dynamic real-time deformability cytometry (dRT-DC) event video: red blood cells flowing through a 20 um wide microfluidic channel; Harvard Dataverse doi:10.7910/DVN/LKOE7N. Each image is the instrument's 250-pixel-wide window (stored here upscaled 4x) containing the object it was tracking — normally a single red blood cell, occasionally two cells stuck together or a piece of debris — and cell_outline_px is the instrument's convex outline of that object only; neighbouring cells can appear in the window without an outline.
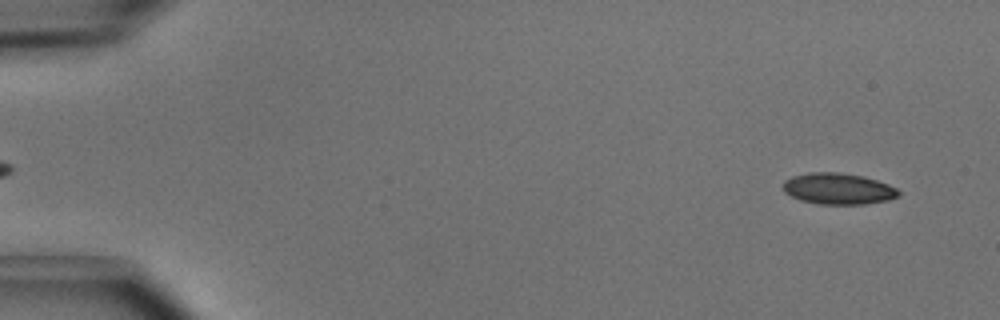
{"species": "common noctule bat (a hibernating species)", "species_latin": "Nyctalus noctula", "temperature_condition": "cold", "stored_images_in_passage": 50, "camera_frame_rate_fps": 3000, "um_per_image_px": 0.085, "animal": {"sex": "male", "body_mass_g": 15.6}, "frame": {"image": 1, "passage_image": 3, "time_ms": 0.667, "image_size_px": [1000, 320], "cell_outline_px": [[900, 196], [888, 200], [864, 204], [820, 204], [800, 200], [784, 192], [784, 180], [792, 176], [808, 172], [840, 172], [864, 176], [888, 184], [896, 188], [900, 192]], "centroid_in_image_um": [71.25, 16.03], "position_along_channel_um": 13.7, "area_um2": 21.1}}
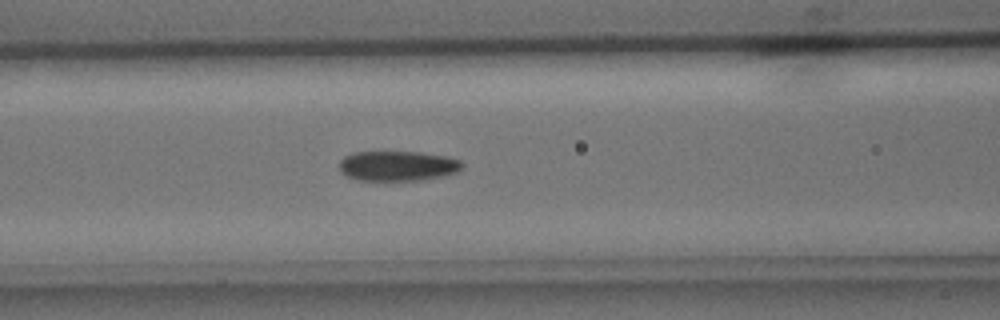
{"frame": {"image": 2, "passage_image": 21, "time_ms": 6.667, "image_size_px": [1000, 320], "cell_outline_px": [[464, 164], [456, 172], [424, 180], [360, 180], [344, 176], [340, 172], [340, 160], [344, 156], [352, 152], [420, 152], [444, 156], [460, 160]], "centroid_in_image_um": [33.75, 14.1], "position_along_channel_um": 132.8, "area_um2": 21.44}}
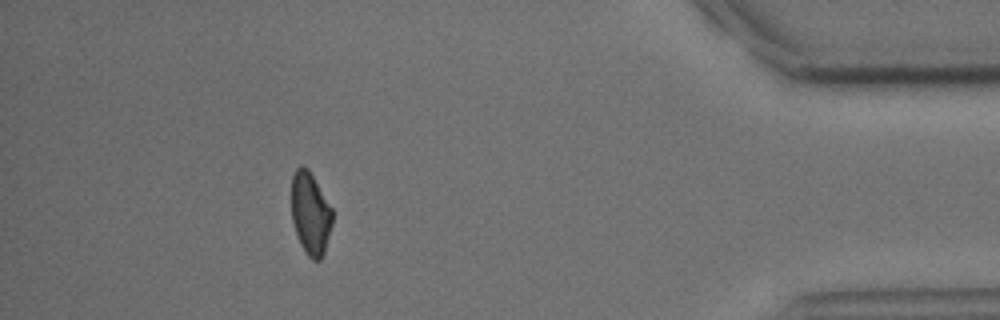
{"frame": {"image": 3, "passage_image": 45, "time_ms": 14.667, "image_size_px": [1000, 320], "cell_outline_px": [[332, 224], [324, 252], [320, 260], [312, 260], [308, 256], [300, 244], [292, 220], [292, 176], [296, 168], [300, 164], [308, 168], [332, 208]], "centroid_in_image_um": [26.38, 18.13], "position_along_channel_um": 408.8, "area_um2": 19.54}, "authors_computed_cell_mechanics": {"area_um2": 21.1548, "velocity_mm_per_s": 4.0334, "shape_relaxation_time_tau1_ms": 2.7494, "shape_relaxation_time_tau2_ms": 10.864, "deformation_change_tau1": 0.0922, "deformation_change_tau2": 0.1748}}